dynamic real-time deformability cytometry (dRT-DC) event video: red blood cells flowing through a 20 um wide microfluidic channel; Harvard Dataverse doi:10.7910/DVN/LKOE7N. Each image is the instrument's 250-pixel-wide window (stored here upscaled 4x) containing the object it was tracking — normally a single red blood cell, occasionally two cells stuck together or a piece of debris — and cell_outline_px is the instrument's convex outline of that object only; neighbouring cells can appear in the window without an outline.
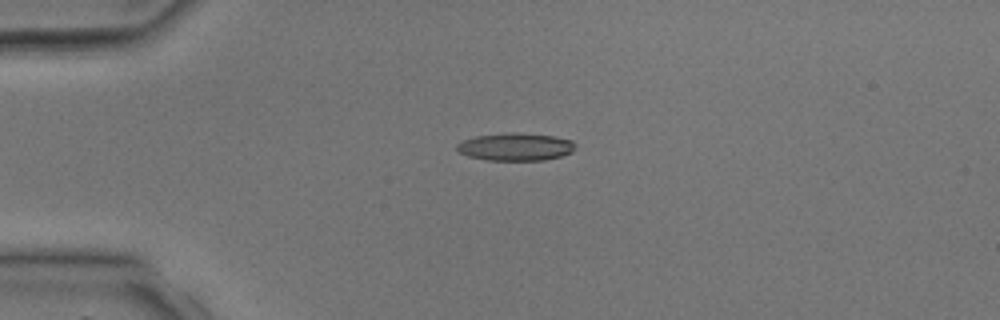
{"species": "common noctule bat (a hibernating species)", "species_latin": "Nyctalus noctula", "temperature_condition": "room temperature", "stored_images_in_passage": 5, "camera_frame_rate_fps": 3000, "um_per_image_px": 0.085, "animal": {"sex": "male", "body_mass_g": 17.9, "forearm_length_mm": 54.2}, "frame": {"image": 1, "passage_image": 3, "time_ms": 3.333, "image_size_px": [1000, 320], "cell_outline_px": [[576, 148], [572, 152], [560, 156], [544, 160], [488, 160], [468, 156], [460, 152], [456, 148], [456, 144], [464, 140], [476, 136], [508, 132], [520, 132], [556, 136], [572, 140], [576, 144]], "centroid_in_image_um": [43.86, 12.46], "position_along_channel_um": 41.1, "area_um2": 19.25}}